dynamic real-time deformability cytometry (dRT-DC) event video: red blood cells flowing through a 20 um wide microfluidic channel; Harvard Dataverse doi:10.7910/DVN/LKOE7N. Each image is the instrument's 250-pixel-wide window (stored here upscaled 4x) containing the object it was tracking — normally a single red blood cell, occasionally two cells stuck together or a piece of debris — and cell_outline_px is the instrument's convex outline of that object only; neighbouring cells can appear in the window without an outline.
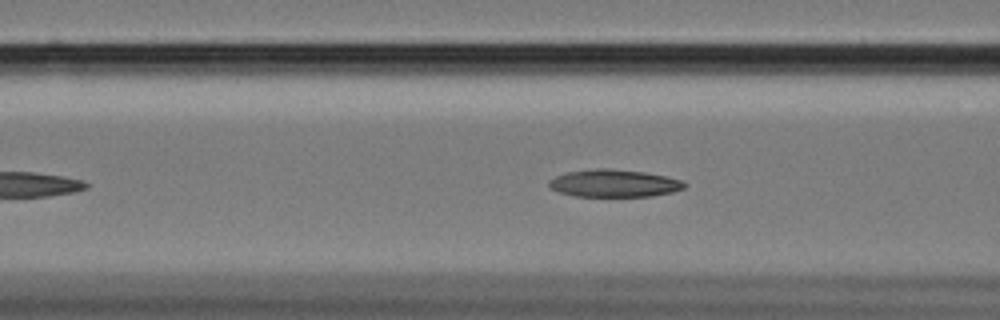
{"species": "Egyptian fruit bat (a non-hibernating species)", "species_latin": "Rousettus aegyptiacus", "temperature_condition": "cold", "stored_images_in_passage": 46, "camera_frame_rate_fps": 3000, "um_per_image_px": 0.085, "animal": {"sex": "female"}, "frame": {"image": 1, "passage_image": 14, "time_ms": 4.333, "image_size_px": [1000, 320], "cell_outline_px": [[688, 184], [684, 188], [672, 192], [652, 196], [576, 196], [560, 192], [552, 188], [548, 184], [548, 180], [556, 176], [568, 172], [596, 168], [612, 168], [644, 172], [664, 176], [680, 180]], "centroid_in_image_um": [52.2, 15.57], "position_along_channel_um": 114.4, "area_um2": 21.56}}
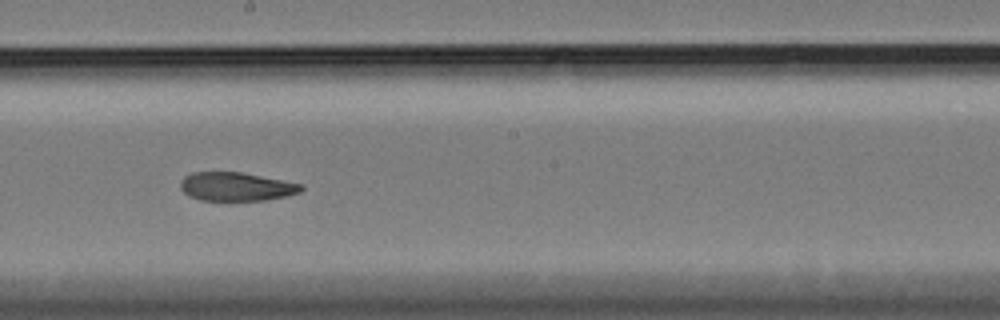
{"frame": {"image": 2, "passage_image": 24, "time_ms": 7.667, "image_size_px": [1000, 320], "cell_outline_px": [[304, 188], [300, 192], [288, 196], [264, 200], [200, 200], [188, 196], [180, 188], [180, 180], [184, 176], [192, 172], [240, 172], [304, 184]], "centroid_in_image_um": [20.07, 15.86], "position_along_channel_um": 228.1, "area_um2": 20.23}}
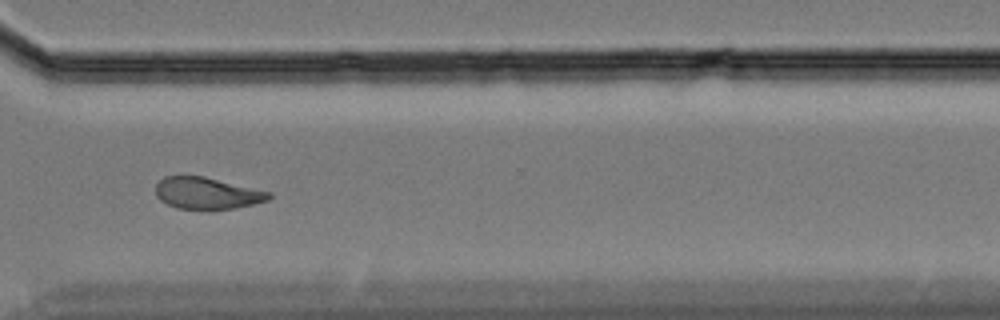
{"frame": {"image": 3, "passage_image": 35, "time_ms": 11.333, "image_size_px": [1000, 320], "cell_outline_px": [[272, 196], [268, 200], [236, 208], [208, 212], [176, 208], [160, 200], [156, 196], [156, 184], [164, 176], [204, 176], [272, 192]], "centroid_in_image_um": [17.6, 16.46], "position_along_channel_um": 353.0, "area_um2": 21.56}, "authors_computed_cell_mechanics": {"area_um2": 21.3571, "velocity_mm_per_s": 3.4072, "shape_relaxation_time_tau1_ms": 7.003, "shape_relaxation_time_tau2_ms": 3.7604, "deformation_change_tau1": 0.1771, "deformation_change_tau2": 0.1029}}